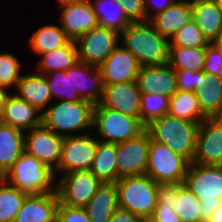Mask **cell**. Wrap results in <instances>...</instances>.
I'll use <instances>...</instances> for the list:
<instances>
[{
	"instance_id": "obj_1",
	"label": "cell",
	"mask_w": 222,
	"mask_h": 222,
	"mask_svg": "<svg viewBox=\"0 0 222 222\" xmlns=\"http://www.w3.org/2000/svg\"><path fill=\"white\" fill-rule=\"evenodd\" d=\"M120 41L141 67L168 63L170 40L161 36L149 21L131 22L120 33Z\"/></svg>"
},
{
	"instance_id": "obj_2",
	"label": "cell",
	"mask_w": 222,
	"mask_h": 222,
	"mask_svg": "<svg viewBox=\"0 0 222 222\" xmlns=\"http://www.w3.org/2000/svg\"><path fill=\"white\" fill-rule=\"evenodd\" d=\"M199 124L166 114L153 120L146 126V130L153 140L167 145L191 164L195 154Z\"/></svg>"
},
{
	"instance_id": "obj_3",
	"label": "cell",
	"mask_w": 222,
	"mask_h": 222,
	"mask_svg": "<svg viewBox=\"0 0 222 222\" xmlns=\"http://www.w3.org/2000/svg\"><path fill=\"white\" fill-rule=\"evenodd\" d=\"M94 107V104L86 100H60L50 104L42 113V125L63 137L72 136L77 131L91 130Z\"/></svg>"
},
{
	"instance_id": "obj_4",
	"label": "cell",
	"mask_w": 222,
	"mask_h": 222,
	"mask_svg": "<svg viewBox=\"0 0 222 222\" xmlns=\"http://www.w3.org/2000/svg\"><path fill=\"white\" fill-rule=\"evenodd\" d=\"M3 178L27 195L56 192L54 171L26 151Z\"/></svg>"
},
{
	"instance_id": "obj_5",
	"label": "cell",
	"mask_w": 222,
	"mask_h": 222,
	"mask_svg": "<svg viewBox=\"0 0 222 222\" xmlns=\"http://www.w3.org/2000/svg\"><path fill=\"white\" fill-rule=\"evenodd\" d=\"M183 184L199 198L205 222L222 202V165L191 163Z\"/></svg>"
},
{
	"instance_id": "obj_6",
	"label": "cell",
	"mask_w": 222,
	"mask_h": 222,
	"mask_svg": "<svg viewBox=\"0 0 222 222\" xmlns=\"http://www.w3.org/2000/svg\"><path fill=\"white\" fill-rule=\"evenodd\" d=\"M118 205L143 221L151 218L158 198V183L148 175L122 177L115 182Z\"/></svg>"
},
{
	"instance_id": "obj_7",
	"label": "cell",
	"mask_w": 222,
	"mask_h": 222,
	"mask_svg": "<svg viewBox=\"0 0 222 222\" xmlns=\"http://www.w3.org/2000/svg\"><path fill=\"white\" fill-rule=\"evenodd\" d=\"M94 128L99 141L115 144L135 138L146 130L141 118L125 115L106 107H94Z\"/></svg>"
},
{
	"instance_id": "obj_8",
	"label": "cell",
	"mask_w": 222,
	"mask_h": 222,
	"mask_svg": "<svg viewBox=\"0 0 222 222\" xmlns=\"http://www.w3.org/2000/svg\"><path fill=\"white\" fill-rule=\"evenodd\" d=\"M190 163L149 134L146 175L158 184H183Z\"/></svg>"
},
{
	"instance_id": "obj_9",
	"label": "cell",
	"mask_w": 222,
	"mask_h": 222,
	"mask_svg": "<svg viewBox=\"0 0 222 222\" xmlns=\"http://www.w3.org/2000/svg\"><path fill=\"white\" fill-rule=\"evenodd\" d=\"M56 182L59 203L68 207L84 208L95 195L101 182L89 171L62 174Z\"/></svg>"
},
{
	"instance_id": "obj_10",
	"label": "cell",
	"mask_w": 222,
	"mask_h": 222,
	"mask_svg": "<svg viewBox=\"0 0 222 222\" xmlns=\"http://www.w3.org/2000/svg\"><path fill=\"white\" fill-rule=\"evenodd\" d=\"M79 62L99 67L120 43V34L96 26L76 41Z\"/></svg>"
},
{
	"instance_id": "obj_11",
	"label": "cell",
	"mask_w": 222,
	"mask_h": 222,
	"mask_svg": "<svg viewBox=\"0 0 222 222\" xmlns=\"http://www.w3.org/2000/svg\"><path fill=\"white\" fill-rule=\"evenodd\" d=\"M92 133L66 136L62 145V156L58 169L54 172L63 174L91 169L98 139ZM95 136V137H94Z\"/></svg>"
},
{
	"instance_id": "obj_12",
	"label": "cell",
	"mask_w": 222,
	"mask_h": 222,
	"mask_svg": "<svg viewBox=\"0 0 222 222\" xmlns=\"http://www.w3.org/2000/svg\"><path fill=\"white\" fill-rule=\"evenodd\" d=\"M149 155V132L116 144V166L119 179L146 175Z\"/></svg>"
},
{
	"instance_id": "obj_13",
	"label": "cell",
	"mask_w": 222,
	"mask_h": 222,
	"mask_svg": "<svg viewBox=\"0 0 222 222\" xmlns=\"http://www.w3.org/2000/svg\"><path fill=\"white\" fill-rule=\"evenodd\" d=\"M26 132L24 150L55 172L61 161L64 137L43 125Z\"/></svg>"
},
{
	"instance_id": "obj_14",
	"label": "cell",
	"mask_w": 222,
	"mask_h": 222,
	"mask_svg": "<svg viewBox=\"0 0 222 222\" xmlns=\"http://www.w3.org/2000/svg\"><path fill=\"white\" fill-rule=\"evenodd\" d=\"M192 163L222 165V117L207 118L199 124Z\"/></svg>"
},
{
	"instance_id": "obj_15",
	"label": "cell",
	"mask_w": 222,
	"mask_h": 222,
	"mask_svg": "<svg viewBox=\"0 0 222 222\" xmlns=\"http://www.w3.org/2000/svg\"><path fill=\"white\" fill-rule=\"evenodd\" d=\"M60 6V26L73 41L98 26V19L89 0L57 2Z\"/></svg>"
},
{
	"instance_id": "obj_16",
	"label": "cell",
	"mask_w": 222,
	"mask_h": 222,
	"mask_svg": "<svg viewBox=\"0 0 222 222\" xmlns=\"http://www.w3.org/2000/svg\"><path fill=\"white\" fill-rule=\"evenodd\" d=\"M119 44L98 67L103 85L136 81L141 65L137 58Z\"/></svg>"
},
{
	"instance_id": "obj_17",
	"label": "cell",
	"mask_w": 222,
	"mask_h": 222,
	"mask_svg": "<svg viewBox=\"0 0 222 222\" xmlns=\"http://www.w3.org/2000/svg\"><path fill=\"white\" fill-rule=\"evenodd\" d=\"M141 93L136 81L103 85V94L95 107H106L132 117L140 118Z\"/></svg>"
},
{
	"instance_id": "obj_18",
	"label": "cell",
	"mask_w": 222,
	"mask_h": 222,
	"mask_svg": "<svg viewBox=\"0 0 222 222\" xmlns=\"http://www.w3.org/2000/svg\"><path fill=\"white\" fill-rule=\"evenodd\" d=\"M136 82L140 93L156 92L171 97L178 90L175 70L168 63L142 66Z\"/></svg>"
},
{
	"instance_id": "obj_19",
	"label": "cell",
	"mask_w": 222,
	"mask_h": 222,
	"mask_svg": "<svg viewBox=\"0 0 222 222\" xmlns=\"http://www.w3.org/2000/svg\"><path fill=\"white\" fill-rule=\"evenodd\" d=\"M57 193L27 195L13 222H56Z\"/></svg>"
},
{
	"instance_id": "obj_20",
	"label": "cell",
	"mask_w": 222,
	"mask_h": 222,
	"mask_svg": "<svg viewBox=\"0 0 222 222\" xmlns=\"http://www.w3.org/2000/svg\"><path fill=\"white\" fill-rule=\"evenodd\" d=\"M0 122L25 132L42 125V112L16 94H11L3 108Z\"/></svg>"
},
{
	"instance_id": "obj_21",
	"label": "cell",
	"mask_w": 222,
	"mask_h": 222,
	"mask_svg": "<svg viewBox=\"0 0 222 222\" xmlns=\"http://www.w3.org/2000/svg\"><path fill=\"white\" fill-rule=\"evenodd\" d=\"M192 20L191 0H176L163 12L153 16L149 22L161 36L171 40L184 25Z\"/></svg>"
},
{
	"instance_id": "obj_22",
	"label": "cell",
	"mask_w": 222,
	"mask_h": 222,
	"mask_svg": "<svg viewBox=\"0 0 222 222\" xmlns=\"http://www.w3.org/2000/svg\"><path fill=\"white\" fill-rule=\"evenodd\" d=\"M74 90L82 100L97 105L103 94V81L98 67L78 62L73 66Z\"/></svg>"
},
{
	"instance_id": "obj_23",
	"label": "cell",
	"mask_w": 222,
	"mask_h": 222,
	"mask_svg": "<svg viewBox=\"0 0 222 222\" xmlns=\"http://www.w3.org/2000/svg\"><path fill=\"white\" fill-rule=\"evenodd\" d=\"M16 90L18 91V94L16 95L20 99L25 100L42 113L53 101L49 85L44 74H22L18 81Z\"/></svg>"
},
{
	"instance_id": "obj_24",
	"label": "cell",
	"mask_w": 222,
	"mask_h": 222,
	"mask_svg": "<svg viewBox=\"0 0 222 222\" xmlns=\"http://www.w3.org/2000/svg\"><path fill=\"white\" fill-rule=\"evenodd\" d=\"M193 21L212 43L222 35V10L214 0H191Z\"/></svg>"
},
{
	"instance_id": "obj_25",
	"label": "cell",
	"mask_w": 222,
	"mask_h": 222,
	"mask_svg": "<svg viewBox=\"0 0 222 222\" xmlns=\"http://www.w3.org/2000/svg\"><path fill=\"white\" fill-rule=\"evenodd\" d=\"M24 141V131L0 122V178L25 151Z\"/></svg>"
},
{
	"instance_id": "obj_26",
	"label": "cell",
	"mask_w": 222,
	"mask_h": 222,
	"mask_svg": "<svg viewBox=\"0 0 222 222\" xmlns=\"http://www.w3.org/2000/svg\"><path fill=\"white\" fill-rule=\"evenodd\" d=\"M118 207L116 184L101 183L84 208L91 222H109Z\"/></svg>"
},
{
	"instance_id": "obj_27",
	"label": "cell",
	"mask_w": 222,
	"mask_h": 222,
	"mask_svg": "<svg viewBox=\"0 0 222 222\" xmlns=\"http://www.w3.org/2000/svg\"><path fill=\"white\" fill-rule=\"evenodd\" d=\"M194 93L208 118L222 117V79L200 71V85Z\"/></svg>"
},
{
	"instance_id": "obj_28",
	"label": "cell",
	"mask_w": 222,
	"mask_h": 222,
	"mask_svg": "<svg viewBox=\"0 0 222 222\" xmlns=\"http://www.w3.org/2000/svg\"><path fill=\"white\" fill-rule=\"evenodd\" d=\"M115 159L116 144L98 141L90 171L101 183H115L119 179Z\"/></svg>"
},
{
	"instance_id": "obj_29",
	"label": "cell",
	"mask_w": 222,
	"mask_h": 222,
	"mask_svg": "<svg viewBox=\"0 0 222 222\" xmlns=\"http://www.w3.org/2000/svg\"><path fill=\"white\" fill-rule=\"evenodd\" d=\"M37 73L48 74L66 71L79 62L76 42L71 40L66 46L40 55Z\"/></svg>"
},
{
	"instance_id": "obj_30",
	"label": "cell",
	"mask_w": 222,
	"mask_h": 222,
	"mask_svg": "<svg viewBox=\"0 0 222 222\" xmlns=\"http://www.w3.org/2000/svg\"><path fill=\"white\" fill-rule=\"evenodd\" d=\"M167 114L198 123L208 118L203 113L196 94L180 89L170 97Z\"/></svg>"
},
{
	"instance_id": "obj_31",
	"label": "cell",
	"mask_w": 222,
	"mask_h": 222,
	"mask_svg": "<svg viewBox=\"0 0 222 222\" xmlns=\"http://www.w3.org/2000/svg\"><path fill=\"white\" fill-rule=\"evenodd\" d=\"M100 26L113 29L119 34L131 23L122 4L117 0H89Z\"/></svg>"
},
{
	"instance_id": "obj_32",
	"label": "cell",
	"mask_w": 222,
	"mask_h": 222,
	"mask_svg": "<svg viewBox=\"0 0 222 222\" xmlns=\"http://www.w3.org/2000/svg\"><path fill=\"white\" fill-rule=\"evenodd\" d=\"M71 39L66 35L65 31L59 25H45L36 30L28 44L30 50L41 55L55 49L66 46Z\"/></svg>"
},
{
	"instance_id": "obj_33",
	"label": "cell",
	"mask_w": 222,
	"mask_h": 222,
	"mask_svg": "<svg viewBox=\"0 0 222 222\" xmlns=\"http://www.w3.org/2000/svg\"><path fill=\"white\" fill-rule=\"evenodd\" d=\"M206 48L169 46L168 64L174 70L203 71Z\"/></svg>"
},
{
	"instance_id": "obj_34",
	"label": "cell",
	"mask_w": 222,
	"mask_h": 222,
	"mask_svg": "<svg viewBox=\"0 0 222 222\" xmlns=\"http://www.w3.org/2000/svg\"><path fill=\"white\" fill-rule=\"evenodd\" d=\"M51 96L61 101H81L78 91L74 90L73 67L66 71H54L45 74Z\"/></svg>"
},
{
	"instance_id": "obj_35",
	"label": "cell",
	"mask_w": 222,
	"mask_h": 222,
	"mask_svg": "<svg viewBox=\"0 0 222 222\" xmlns=\"http://www.w3.org/2000/svg\"><path fill=\"white\" fill-rule=\"evenodd\" d=\"M27 194L0 178V222H13Z\"/></svg>"
},
{
	"instance_id": "obj_36",
	"label": "cell",
	"mask_w": 222,
	"mask_h": 222,
	"mask_svg": "<svg viewBox=\"0 0 222 222\" xmlns=\"http://www.w3.org/2000/svg\"><path fill=\"white\" fill-rule=\"evenodd\" d=\"M175 212L182 222H202L199 198L184 184H178Z\"/></svg>"
},
{
	"instance_id": "obj_37",
	"label": "cell",
	"mask_w": 222,
	"mask_h": 222,
	"mask_svg": "<svg viewBox=\"0 0 222 222\" xmlns=\"http://www.w3.org/2000/svg\"><path fill=\"white\" fill-rule=\"evenodd\" d=\"M170 97L156 93H141L140 118L147 126L153 120L161 118L168 113Z\"/></svg>"
},
{
	"instance_id": "obj_38",
	"label": "cell",
	"mask_w": 222,
	"mask_h": 222,
	"mask_svg": "<svg viewBox=\"0 0 222 222\" xmlns=\"http://www.w3.org/2000/svg\"><path fill=\"white\" fill-rule=\"evenodd\" d=\"M211 43L192 20L184 25L170 40V46L207 48Z\"/></svg>"
},
{
	"instance_id": "obj_39",
	"label": "cell",
	"mask_w": 222,
	"mask_h": 222,
	"mask_svg": "<svg viewBox=\"0 0 222 222\" xmlns=\"http://www.w3.org/2000/svg\"><path fill=\"white\" fill-rule=\"evenodd\" d=\"M21 67L18 58L12 53H0V86L16 88L22 76Z\"/></svg>"
},
{
	"instance_id": "obj_40",
	"label": "cell",
	"mask_w": 222,
	"mask_h": 222,
	"mask_svg": "<svg viewBox=\"0 0 222 222\" xmlns=\"http://www.w3.org/2000/svg\"><path fill=\"white\" fill-rule=\"evenodd\" d=\"M56 222H91L85 208L68 207L59 203Z\"/></svg>"
},
{
	"instance_id": "obj_41",
	"label": "cell",
	"mask_w": 222,
	"mask_h": 222,
	"mask_svg": "<svg viewBox=\"0 0 222 222\" xmlns=\"http://www.w3.org/2000/svg\"><path fill=\"white\" fill-rule=\"evenodd\" d=\"M203 71L222 79V54L212 44L206 48V61Z\"/></svg>"
},
{
	"instance_id": "obj_42",
	"label": "cell",
	"mask_w": 222,
	"mask_h": 222,
	"mask_svg": "<svg viewBox=\"0 0 222 222\" xmlns=\"http://www.w3.org/2000/svg\"><path fill=\"white\" fill-rule=\"evenodd\" d=\"M177 89L194 92L200 85V71L175 70Z\"/></svg>"
},
{
	"instance_id": "obj_43",
	"label": "cell",
	"mask_w": 222,
	"mask_h": 222,
	"mask_svg": "<svg viewBox=\"0 0 222 222\" xmlns=\"http://www.w3.org/2000/svg\"><path fill=\"white\" fill-rule=\"evenodd\" d=\"M122 4L126 17L131 22L147 21L144 0H117Z\"/></svg>"
},
{
	"instance_id": "obj_44",
	"label": "cell",
	"mask_w": 222,
	"mask_h": 222,
	"mask_svg": "<svg viewBox=\"0 0 222 222\" xmlns=\"http://www.w3.org/2000/svg\"><path fill=\"white\" fill-rule=\"evenodd\" d=\"M178 184H158L157 205L174 206L177 200Z\"/></svg>"
},
{
	"instance_id": "obj_45",
	"label": "cell",
	"mask_w": 222,
	"mask_h": 222,
	"mask_svg": "<svg viewBox=\"0 0 222 222\" xmlns=\"http://www.w3.org/2000/svg\"><path fill=\"white\" fill-rule=\"evenodd\" d=\"M174 210L175 206L157 205L150 220L153 222H182Z\"/></svg>"
},
{
	"instance_id": "obj_46",
	"label": "cell",
	"mask_w": 222,
	"mask_h": 222,
	"mask_svg": "<svg viewBox=\"0 0 222 222\" xmlns=\"http://www.w3.org/2000/svg\"><path fill=\"white\" fill-rule=\"evenodd\" d=\"M176 0H144L147 21L158 13L163 12L167 7H170ZM153 11V12H152Z\"/></svg>"
},
{
	"instance_id": "obj_47",
	"label": "cell",
	"mask_w": 222,
	"mask_h": 222,
	"mask_svg": "<svg viewBox=\"0 0 222 222\" xmlns=\"http://www.w3.org/2000/svg\"><path fill=\"white\" fill-rule=\"evenodd\" d=\"M109 222H143V220L130 211L118 207Z\"/></svg>"
},
{
	"instance_id": "obj_48",
	"label": "cell",
	"mask_w": 222,
	"mask_h": 222,
	"mask_svg": "<svg viewBox=\"0 0 222 222\" xmlns=\"http://www.w3.org/2000/svg\"><path fill=\"white\" fill-rule=\"evenodd\" d=\"M7 90L8 88L0 86V118L3 112V108L6 104V101L8 97L11 95V94H8Z\"/></svg>"
},
{
	"instance_id": "obj_49",
	"label": "cell",
	"mask_w": 222,
	"mask_h": 222,
	"mask_svg": "<svg viewBox=\"0 0 222 222\" xmlns=\"http://www.w3.org/2000/svg\"><path fill=\"white\" fill-rule=\"evenodd\" d=\"M205 222H222V202Z\"/></svg>"
},
{
	"instance_id": "obj_50",
	"label": "cell",
	"mask_w": 222,
	"mask_h": 222,
	"mask_svg": "<svg viewBox=\"0 0 222 222\" xmlns=\"http://www.w3.org/2000/svg\"><path fill=\"white\" fill-rule=\"evenodd\" d=\"M222 54V35L211 43Z\"/></svg>"
},
{
	"instance_id": "obj_51",
	"label": "cell",
	"mask_w": 222,
	"mask_h": 222,
	"mask_svg": "<svg viewBox=\"0 0 222 222\" xmlns=\"http://www.w3.org/2000/svg\"><path fill=\"white\" fill-rule=\"evenodd\" d=\"M217 6L222 10V0H214Z\"/></svg>"
},
{
	"instance_id": "obj_52",
	"label": "cell",
	"mask_w": 222,
	"mask_h": 222,
	"mask_svg": "<svg viewBox=\"0 0 222 222\" xmlns=\"http://www.w3.org/2000/svg\"><path fill=\"white\" fill-rule=\"evenodd\" d=\"M82 1V0H56V2Z\"/></svg>"
},
{
	"instance_id": "obj_53",
	"label": "cell",
	"mask_w": 222,
	"mask_h": 222,
	"mask_svg": "<svg viewBox=\"0 0 222 222\" xmlns=\"http://www.w3.org/2000/svg\"><path fill=\"white\" fill-rule=\"evenodd\" d=\"M143 222H153V221H151L150 219H148V220H144Z\"/></svg>"
}]
</instances>
